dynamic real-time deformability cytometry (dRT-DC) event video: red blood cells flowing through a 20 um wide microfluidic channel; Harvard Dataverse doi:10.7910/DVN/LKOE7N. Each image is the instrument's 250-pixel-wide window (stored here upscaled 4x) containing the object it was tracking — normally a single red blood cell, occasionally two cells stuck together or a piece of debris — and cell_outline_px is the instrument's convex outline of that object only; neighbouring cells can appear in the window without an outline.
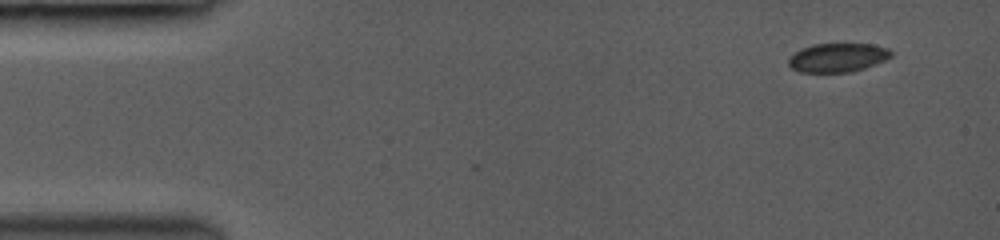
{"species": "common noctule bat (a hibernating species)", "species_latin": "Nyctalus noctula", "temperature_condition": "room temperature", "stored_images_in_passage": 63, "camera_frame_rate_fps": 3000, "um_per_image_px": 0.085, "animal": {"sex": "female", "body_mass_g": 19.0, "forearm_length_mm": 53.3}, "frame": {"image": 1, "passage_image": 1, "time_ms": 0.0, "image_size_px": [1000, 240], "cell_outline_px": [[892, 56], [884, 60], [864, 68], [848, 72], [800, 72], [792, 68], [788, 64], [788, 56], [800, 48], [812, 44], [872, 44], [888, 48], [892, 52]], "centroid_in_image_um": [71.15, 4.88], "position_along_channel_um": 13.8, "area_um2": 17.28}}
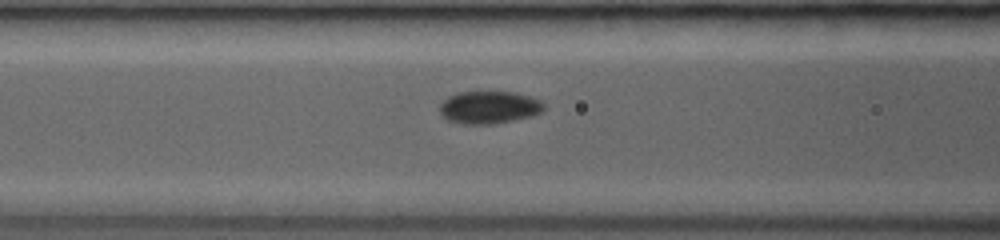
{"frame": {"image": 2, "passage_image": 25, "time_ms": 5.333, "image_size_px": [1000, 240], "cell_outline_px": [[544, 108], [540, 112], [532, 116], [496, 124], [460, 124], [448, 120], [440, 112], [440, 104], [448, 96], [460, 92], [516, 92], [532, 96], [540, 100], [544, 104]], "centroid_in_image_um": [41.59, 9.13], "position_along_channel_um": 125.0, "area_um2": 19.88}}
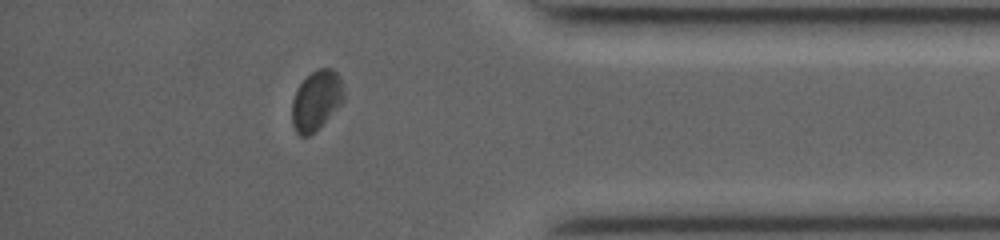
{"frame": {"image": 3, "passage_image": 54, "time_ms": 12.333, "image_size_px": [1000, 240], "cell_outline_px": [[344, 100], [320, 128], [316, 132], [308, 136], [300, 136], [296, 132], [292, 124], [292, 100], [300, 84], [316, 68], [332, 68], [340, 76], [344, 92]], "centroid_in_image_um": [26.9, 8.55], "position_along_channel_um": 408.3, "area_um2": 18.15}, "authors_computed_cell_mechanics": {"area_um2": 18.9006, "velocity_mm_per_s": 4.2205, "shape_relaxation_time_tau1_ms": 1.3884, "shape_relaxation_time_tau2_ms": 0.8639, "deformation_change_tau1": 0.0581, "deformation_change_tau2": 0.0313}}